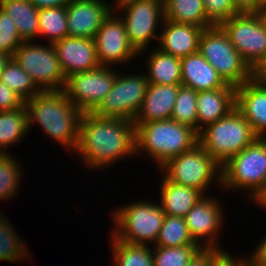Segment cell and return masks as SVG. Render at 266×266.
<instances>
[{
    "label": "cell",
    "mask_w": 266,
    "mask_h": 266,
    "mask_svg": "<svg viewBox=\"0 0 266 266\" xmlns=\"http://www.w3.org/2000/svg\"><path fill=\"white\" fill-rule=\"evenodd\" d=\"M74 153L80 156L87 169L95 170L109 168L125 157H135V125L132 120L83 113Z\"/></svg>",
    "instance_id": "cell-1"
},
{
    "label": "cell",
    "mask_w": 266,
    "mask_h": 266,
    "mask_svg": "<svg viewBox=\"0 0 266 266\" xmlns=\"http://www.w3.org/2000/svg\"><path fill=\"white\" fill-rule=\"evenodd\" d=\"M24 105L29 131L36 123L49 138L63 145L68 152H75L83 112L66 97L63 90L40 91Z\"/></svg>",
    "instance_id": "cell-2"
},
{
    "label": "cell",
    "mask_w": 266,
    "mask_h": 266,
    "mask_svg": "<svg viewBox=\"0 0 266 266\" xmlns=\"http://www.w3.org/2000/svg\"><path fill=\"white\" fill-rule=\"evenodd\" d=\"M135 125L136 156L152 158L159 169L169 159L198 144V132L175 120L150 121ZM139 154V155H138Z\"/></svg>",
    "instance_id": "cell-3"
},
{
    "label": "cell",
    "mask_w": 266,
    "mask_h": 266,
    "mask_svg": "<svg viewBox=\"0 0 266 266\" xmlns=\"http://www.w3.org/2000/svg\"><path fill=\"white\" fill-rule=\"evenodd\" d=\"M221 188L242 190L252 202L266 186V137H257L221 166Z\"/></svg>",
    "instance_id": "cell-4"
},
{
    "label": "cell",
    "mask_w": 266,
    "mask_h": 266,
    "mask_svg": "<svg viewBox=\"0 0 266 266\" xmlns=\"http://www.w3.org/2000/svg\"><path fill=\"white\" fill-rule=\"evenodd\" d=\"M258 136L250 123L234 108L226 116L198 133V143L219 164H225Z\"/></svg>",
    "instance_id": "cell-5"
},
{
    "label": "cell",
    "mask_w": 266,
    "mask_h": 266,
    "mask_svg": "<svg viewBox=\"0 0 266 266\" xmlns=\"http://www.w3.org/2000/svg\"><path fill=\"white\" fill-rule=\"evenodd\" d=\"M113 211L111 218L115 228H111V233L118 240L151 247L155 245L165 218L160 203L135 201Z\"/></svg>",
    "instance_id": "cell-6"
},
{
    "label": "cell",
    "mask_w": 266,
    "mask_h": 266,
    "mask_svg": "<svg viewBox=\"0 0 266 266\" xmlns=\"http://www.w3.org/2000/svg\"><path fill=\"white\" fill-rule=\"evenodd\" d=\"M158 170L162 171L168 181L195 188L204 195L215 182L219 188L221 187V165L199 143L192 149L169 159Z\"/></svg>",
    "instance_id": "cell-7"
},
{
    "label": "cell",
    "mask_w": 266,
    "mask_h": 266,
    "mask_svg": "<svg viewBox=\"0 0 266 266\" xmlns=\"http://www.w3.org/2000/svg\"><path fill=\"white\" fill-rule=\"evenodd\" d=\"M199 52L227 84L238 87L254 77L253 70L219 25L202 31Z\"/></svg>",
    "instance_id": "cell-8"
},
{
    "label": "cell",
    "mask_w": 266,
    "mask_h": 266,
    "mask_svg": "<svg viewBox=\"0 0 266 266\" xmlns=\"http://www.w3.org/2000/svg\"><path fill=\"white\" fill-rule=\"evenodd\" d=\"M114 10L123 19L130 43L139 57L149 44L159 40L164 20V4L158 0H114ZM121 13V14H120ZM160 28V29H159Z\"/></svg>",
    "instance_id": "cell-9"
},
{
    "label": "cell",
    "mask_w": 266,
    "mask_h": 266,
    "mask_svg": "<svg viewBox=\"0 0 266 266\" xmlns=\"http://www.w3.org/2000/svg\"><path fill=\"white\" fill-rule=\"evenodd\" d=\"M34 42H22L12 58L30 75L41 91L63 90L66 77L53 44Z\"/></svg>",
    "instance_id": "cell-10"
},
{
    "label": "cell",
    "mask_w": 266,
    "mask_h": 266,
    "mask_svg": "<svg viewBox=\"0 0 266 266\" xmlns=\"http://www.w3.org/2000/svg\"><path fill=\"white\" fill-rule=\"evenodd\" d=\"M148 85L145 72L129 75L118 72L112 89L93 113L102 118L133 121L141 108Z\"/></svg>",
    "instance_id": "cell-11"
},
{
    "label": "cell",
    "mask_w": 266,
    "mask_h": 266,
    "mask_svg": "<svg viewBox=\"0 0 266 266\" xmlns=\"http://www.w3.org/2000/svg\"><path fill=\"white\" fill-rule=\"evenodd\" d=\"M254 70L266 56V27L258 13H238L219 25Z\"/></svg>",
    "instance_id": "cell-12"
},
{
    "label": "cell",
    "mask_w": 266,
    "mask_h": 266,
    "mask_svg": "<svg viewBox=\"0 0 266 266\" xmlns=\"http://www.w3.org/2000/svg\"><path fill=\"white\" fill-rule=\"evenodd\" d=\"M117 73L106 66L75 73L65 79L63 91L83 113H93L112 89Z\"/></svg>",
    "instance_id": "cell-13"
},
{
    "label": "cell",
    "mask_w": 266,
    "mask_h": 266,
    "mask_svg": "<svg viewBox=\"0 0 266 266\" xmlns=\"http://www.w3.org/2000/svg\"><path fill=\"white\" fill-rule=\"evenodd\" d=\"M100 66L125 65L139 52L130 43L123 19L113 9L94 37Z\"/></svg>",
    "instance_id": "cell-14"
},
{
    "label": "cell",
    "mask_w": 266,
    "mask_h": 266,
    "mask_svg": "<svg viewBox=\"0 0 266 266\" xmlns=\"http://www.w3.org/2000/svg\"><path fill=\"white\" fill-rule=\"evenodd\" d=\"M216 198L204 195L184 217L191 237L202 248L222 249L217 238L226 216Z\"/></svg>",
    "instance_id": "cell-15"
},
{
    "label": "cell",
    "mask_w": 266,
    "mask_h": 266,
    "mask_svg": "<svg viewBox=\"0 0 266 266\" xmlns=\"http://www.w3.org/2000/svg\"><path fill=\"white\" fill-rule=\"evenodd\" d=\"M113 5L107 0H72L66 6L68 36L94 39Z\"/></svg>",
    "instance_id": "cell-16"
},
{
    "label": "cell",
    "mask_w": 266,
    "mask_h": 266,
    "mask_svg": "<svg viewBox=\"0 0 266 266\" xmlns=\"http://www.w3.org/2000/svg\"><path fill=\"white\" fill-rule=\"evenodd\" d=\"M53 47L66 78L100 67L94 39L67 36L55 42Z\"/></svg>",
    "instance_id": "cell-17"
},
{
    "label": "cell",
    "mask_w": 266,
    "mask_h": 266,
    "mask_svg": "<svg viewBox=\"0 0 266 266\" xmlns=\"http://www.w3.org/2000/svg\"><path fill=\"white\" fill-rule=\"evenodd\" d=\"M235 108L258 137H266V82L252 78L236 87Z\"/></svg>",
    "instance_id": "cell-18"
},
{
    "label": "cell",
    "mask_w": 266,
    "mask_h": 266,
    "mask_svg": "<svg viewBox=\"0 0 266 266\" xmlns=\"http://www.w3.org/2000/svg\"><path fill=\"white\" fill-rule=\"evenodd\" d=\"M157 43L158 49L177 58H184L199 51V39L204 30L193 24L163 20Z\"/></svg>",
    "instance_id": "cell-19"
},
{
    "label": "cell",
    "mask_w": 266,
    "mask_h": 266,
    "mask_svg": "<svg viewBox=\"0 0 266 266\" xmlns=\"http://www.w3.org/2000/svg\"><path fill=\"white\" fill-rule=\"evenodd\" d=\"M236 87L200 91L197 95V132L226 116L235 108Z\"/></svg>",
    "instance_id": "cell-20"
},
{
    "label": "cell",
    "mask_w": 266,
    "mask_h": 266,
    "mask_svg": "<svg viewBox=\"0 0 266 266\" xmlns=\"http://www.w3.org/2000/svg\"><path fill=\"white\" fill-rule=\"evenodd\" d=\"M180 85L149 84L141 108L133 123L169 120Z\"/></svg>",
    "instance_id": "cell-21"
},
{
    "label": "cell",
    "mask_w": 266,
    "mask_h": 266,
    "mask_svg": "<svg viewBox=\"0 0 266 266\" xmlns=\"http://www.w3.org/2000/svg\"><path fill=\"white\" fill-rule=\"evenodd\" d=\"M181 85L200 92L219 89L227 83L198 51L181 58Z\"/></svg>",
    "instance_id": "cell-22"
},
{
    "label": "cell",
    "mask_w": 266,
    "mask_h": 266,
    "mask_svg": "<svg viewBox=\"0 0 266 266\" xmlns=\"http://www.w3.org/2000/svg\"><path fill=\"white\" fill-rule=\"evenodd\" d=\"M161 181L159 203L165 215L185 217L204 196L195 188L170 182L165 177Z\"/></svg>",
    "instance_id": "cell-23"
},
{
    "label": "cell",
    "mask_w": 266,
    "mask_h": 266,
    "mask_svg": "<svg viewBox=\"0 0 266 266\" xmlns=\"http://www.w3.org/2000/svg\"><path fill=\"white\" fill-rule=\"evenodd\" d=\"M149 84L181 85V59L154 47L146 57Z\"/></svg>",
    "instance_id": "cell-24"
},
{
    "label": "cell",
    "mask_w": 266,
    "mask_h": 266,
    "mask_svg": "<svg viewBox=\"0 0 266 266\" xmlns=\"http://www.w3.org/2000/svg\"><path fill=\"white\" fill-rule=\"evenodd\" d=\"M0 7L12 18L23 42L38 37L39 10L29 0H0Z\"/></svg>",
    "instance_id": "cell-25"
},
{
    "label": "cell",
    "mask_w": 266,
    "mask_h": 266,
    "mask_svg": "<svg viewBox=\"0 0 266 266\" xmlns=\"http://www.w3.org/2000/svg\"><path fill=\"white\" fill-rule=\"evenodd\" d=\"M28 132V115L24 104L14 110L0 111V154H8L6 150L16 146V143L20 144Z\"/></svg>",
    "instance_id": "cell-26"
},
{
    "label": "cell",
    "mask_w": 266,
    "mask_h": 266,
    "mask_svg": "<svg viewBox=\"0 0 266 266\" xmlns=\"http://www.w3.org/2000/svg\"><path fill=\"white\" fill-rule=\"evenodd\" d=\"M164 19L204 29L214 26L207 18L203 0H167L164 3Z\"/></svg>",
    "instance_id": "cell-27"
},
{
    "label": "cell",
    "mask_w": 266,
    "mask_h": 266,
    "mask_svg": "<svg viewBox=\"0 0 266 266\" xmlns=\"http://www.w3.org/2000/svg\"><path fill=\"white\" fill-rule=\"evenodd\" d=\"M113 266H154L152 248L118 240L111 233Z\"/></svg>",
    "instance_id": "cell-28"
},
{
    "label": "cell",
    "mask_w": 266,
    "mask_h": 266,
    "mask_svg": "<svg viewBox=\"0 0 266 266\" xmlns=\"http://www.w3.org/2000/svg\"><path fill=\"white\" fill-rule=\"evenodd\" d=\"M5 215L0 212V261L26 262L31 255L30 251L28 252L25 242L15 232L14 226Z\"/></svg>",
    "instance_id": "cell-29"
},
{
    "label": "cell",
    "mask_w": 266,
    "mask_h": 266,
    "mask_svg": "<svg viewBox=\"0 0 266 266\" xmlns=\"http://www.w3.org/2000/svg\"><path fill=\"white\" fill-rule=\"evenodd\" d=\"M38 37L47 38L54 44L68 36L66 7H52L39 10Z\"/></svg>",
    "instance_id": "cell-30"
},
{
    "label": "cell",
    "mask_w": 266,
    "mask_h": 266,
    "mask_svg": "<svg viewBox=\"0 0 266 266\" xmlns=\"http://www.w3.org/2000/svg\"><path fill=\"white\" fill-rule=\"evenodd\" d=\"M199 245L191 237L184 217L165 215L161 230L154 246L180 247Z\"/></svg>",
    "instance_id": "cell-31"
},
{
    "label": "cell",
    "mask_w": 266,
    "mask_h": 266,
    "mask_svg": "<svg viewBox=\"0 0 266 266\" xmlns=\"http://www.w3.org/2000/svg\"><path fill=\"white\" fill-rule=\"evenodd\" d=\"M0 81L8 86L24 102L41 91L30 75L13 58H10L6 63L1 73Z\"/></svg>",
    "instance_id": "cell-32"
},
{
    "label": "cell",
    "mask_w": 266,
    "mask_h": 266,
    "mask_svg": "<svg viewBox=\"0 0 266 266\" xmlns=\"http://www.w3.org/2000/svg\"><path fill=\"white\" fill-rule=\"evenodd\" d=\"M12 156L11 152L0 154V200L3 201L12 199L14 196L16 198L23 180L20 162Z\"/></svg>",
    "instance_id": "cell-33"
},
{
    "label": "cell",
    "mask_w": 266,
    "mask_h": 266,
    "mask_svg": "<svg viewBox=\"0 0 266 266\" xmlns=\"http://www.w3.org/2000/svg\"><path fill=\"white\" fill-rule=\"evenodd\" d=\"M197 95L196 90L180 85L170 119L197 131Z\"/></svg>",
    "instance_id": "cell-34"
},
{
    "label": "cell",
    "mask_w": 266,
    "mask_h": 266,
    "mask_svg": "<svg viewBox=\"0 0 266 266\" xmlns=\"http://www.w3.org/2000/svg\"><path fill=\"white\" fill-rule=\"evenodd\" d=\"M200 245L180 247H152L154 266H188L191 259L201 249Z\"/></svg>",
    "instance_id": "cell-35"
},
{
    "label": "cell",
    "mask_w": 266,
    "mask_h": 266,
    "mask_svg": "<svg viewBox=\"0 0 266 266\" xmlns=\"http://www.w3.org/2000/svg\"><path fill=\"white\" fill-rule=\"evenodd\" d=\"M22 42L12 18L0 7V53L12 58Z\"/></svg>",
    "instance_id": "cell-36"
},
{
    "label": "cell",
    "mask_w": 266,
    "mask_h": 266,
    "mask_svg": "<svg viewBox=\"0 0 266 266\" xmlns=\"http://www.w3.org/2000/svg\"><path fill=\"white\" fill-rule=\"evenodd\" d=\"M203 5L207 18L213 25H220L239 13L233 0H203Z\"/></svg>",
    "instance_id": "cell-37"
},
{
    "label": "cell",
    "mask_w": 266,
    "mask_h": 266,
    "mask_svg": "<svg viewBox=\"0 0 266 266\" xmlns=\"http://www.w3.org/2000/svg\"><path fill=\"white\" fill-rule=\"evenodd\" d=\"M226 251L218 248H201L188 266H212Z\"/></svg>",
    "instance_id": "cell-38"
},
{
    "label": "cell",
    "mask_w": 266,
    "mask_h": 266,
    "mask_svg": "<svg viewBox=\"0 0 266 266\" xmlns=\"http://www.w3.org/2000/svg\"><path fill=\"white\" fill-rule=\"evenodd\" d=\"M23 104L24 101L0 81V111L14 110Z\"/></svg>",
    "instance_id": "cell-39"
},
{
    "label": "cell",
    "mask_w": 266,
    "mask_h": 266,
    "mask_svg": "<svg viewBox=\"0 0 266 266\" xmlns=\"http://www.w3.org/2000/svg\"><path fill=\"white\" fill-rule=\"evenodd\" d=\"M239 13H258L266 0H233Z\"/></svg>",
    "instance_id": "cell-40"
},
{
    "label": "cell",
    "mask_w": 266,
    "mask_h": 266,
    "mask_svg": "<svg viewBox=\"0 0 266 266\" xmlns=\"http://www.w3.org/2000/svg\"><path fill=\"white\" fill-rule=\"evenodd\" d=\"M257 266H266V235L256 245L255 250L247 256Z\"/></svg>",
    "instance_id": "cell-41"
},
{
    "label": "cell",
    "mask_w": 266,
    "mask_h": 266,
    "mask_svg": "<svg viewBox=\"0 0 266 266\" xmlns=\"http://www.w3.org/2000/svg\"><path fill=\"white\" fill-rule=\"evenodd\" d=\"M38 10L52 7H66L72 0H29Z\"/></svg>",
    "instance_id": "cell-42"
},
{
    "label": "cell",
    "mask_w": 266,
    "mask_h": 266,
    "mask_svg": "<svg viewBox=\"0 0 266 266\" xmlns=\"http://www.w3.org/2000/svg\"><path fill=\"white\" fill-rule=\"evenodd\" d=\"M243 262L244 258L237 259L226 251L212 266H242Z\"/></svg>",
    "instance_id": "cell-43"
},
{
    "label": "cell",
    "mask_w": 266,
    "mask_h": 266,
    "mask_svg": "<svg viewBox=\"0 0 266 266\" xmlns=\"http://www.w3.org/2000/svg\"><path fill=\"white\" fill-rule=\"evenodd\" d=\"M254 78L266 82V56L261 63L253 70Z\"/></svg>",
    "instance_id": "cell-44"
},
{
    "label": "cell",
    "mask_w": 266,
    "mask_h": 266,
    "mask_svg": "<svg viewBox=\"0 0 266 266\" xmlns=\"http://www.w3.org/2000/svg\"><path fill=\"white\" fill-rule=\"evenodd\" d=\"M253 203H255L256 205L258 204L259 206H261V208L263 207V209H266V186L264 187V189L254 198Z\"/></svg>",
    "instance_id": "cell-45"
},
{
    "label": "cell",
    "mask_w": 266,
    "mask_h": 266,
    "mask_svg": "<svg viewBox=\"0 0 266 266\" xmlns=\"http://www.w3.org/2000/svg\"><path fill=\"white\" fill-rule=\"evenodd\" d=\"M10 58H11L10 56H8L4 53H0V76L4 70L6 63L9 61Z\"/></svg>",
    "instance_id": "cell-46"
},
{
    "label": "cell",
    "mask_w": 266,
    "mask_h": 266,
    "mask_svg": "<svg viewBox=\"0 0 266 266\" xmlns=\"http://www.w3.org/2000/svg\"><path fill=\"white\" fill-rule=\"evenodd\" d=\"M258 14H259L263 24L266 27V3L260 8V10L258 11Z\"/></svg>",
    "instance_id": "cell-47"
},
{
    "label": "cell",
    "mask_w": 266,
    "mask_h": 266,
    "mask_svg": "<svg viewBox=\"0 0 266 266\" xmlns=\"http://www.w3.org/2000/svg\"><path fill=\"white\" fill-rule=\"evenodd\" d=\"M242 266H257L255 263H253L247 255L244 257V262Z\"/></svg>",
    "instance_id": "cell-48"
},
{
    "label": "cell",
    "mask_w": 266,
    "mask_h": 266,
    "mask_svg": "<svg viewBox=\"0 0 266 266\" xmlns=\"http://www.w3.org/2000/svg\"><path fill=\"white\" fill-rule=\"evenodd\" d=\"M160 2H162L163 4L167 1V0H158Z\"/></svg>",
    "instance_id": "cell-49"
}]
</instances>
